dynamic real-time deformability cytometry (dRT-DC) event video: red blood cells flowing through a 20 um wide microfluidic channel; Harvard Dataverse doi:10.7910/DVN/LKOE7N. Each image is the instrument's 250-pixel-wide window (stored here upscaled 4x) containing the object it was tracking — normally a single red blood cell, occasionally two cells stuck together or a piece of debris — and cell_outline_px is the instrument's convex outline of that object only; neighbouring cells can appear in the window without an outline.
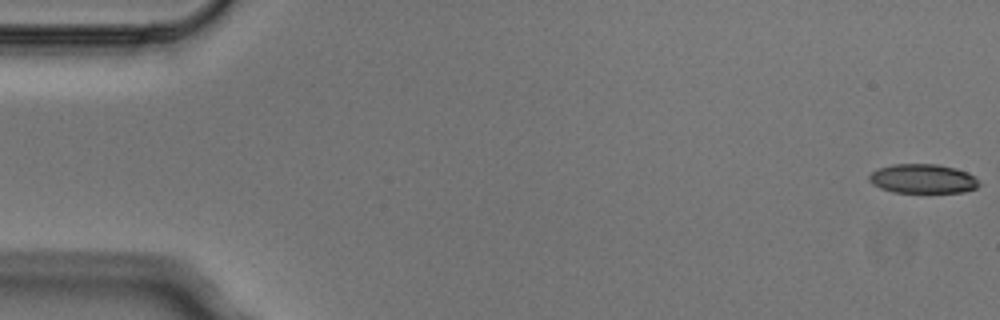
{"species": "Egyptian fruit bat (a non-hibernating species)", "species_latin": "Rousettus aegyptiacus", "temperature_condition": "cold", "stored_images_in_passage": 6, "camera_frame_rate_fps": 3000, "um_per_image_px": 0.085, "animal": {"sex": "male"}, "frame": {"image": 1, "passage_image": 1, "time_ms": 0.0, "image_size_px": [1000, 320], "cell_outline_px": [[980, 184], [976, 188], [964, 192], [892, 192], [880, 188], [872, 184], [868, 180], [868, 176], [876, 168], [892, 164], [936, 164], [956, 168], [968, 172]], "centroid_in_image_um": [78.39, 15.18], "position_along_channel_um": 6.6, "area_um2": 18.79}}
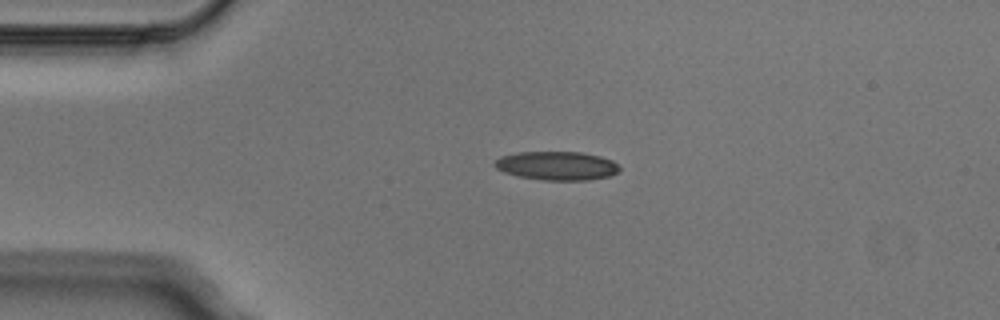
{"frame": {"image": 2, "passage_image": 4, "time_ms": 1.0, "image_size_px": [1000, 320], "cell_outline_px": [[620, 168], [616, 172], [608, 176], [588, 180], [544, 180], [516, 176], [504, 172], [496, 168], [492, 164], [500, 156], [520, 152], [580, 152], [600, 156], [612, 160]], "centroid_in_image_um": [47.29, 14.09], "position_along_channel_um": 37.7, "area_um2": 20.81}}
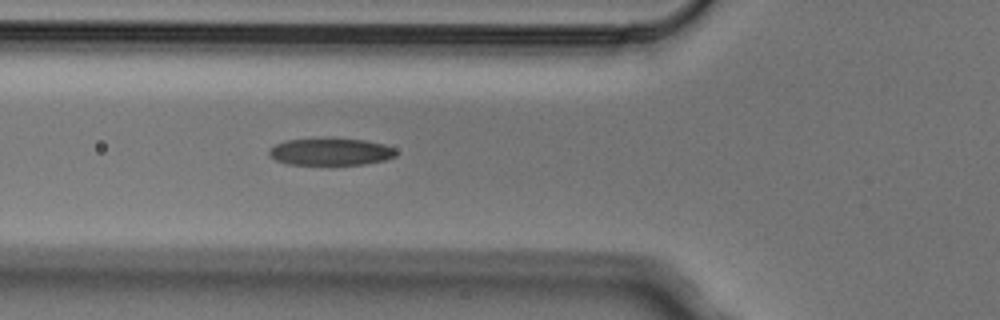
{"frame": {"image": 3, "passage_image": 6, "time_ms": 1.667, "image_size_px": [1000, 320], "cell_outline_px": [[396, 156], [384, 160], [364, 164], [288, 164], [276, 160], [268, 156], [268, 148], [284, 140], [364, 140], [384, 144], [392, 148], [396, 152]], "centroid_in_image_um": [28.06, 12.92], "position_along_channel_um": 97.7, "area_um2": 19.48}}